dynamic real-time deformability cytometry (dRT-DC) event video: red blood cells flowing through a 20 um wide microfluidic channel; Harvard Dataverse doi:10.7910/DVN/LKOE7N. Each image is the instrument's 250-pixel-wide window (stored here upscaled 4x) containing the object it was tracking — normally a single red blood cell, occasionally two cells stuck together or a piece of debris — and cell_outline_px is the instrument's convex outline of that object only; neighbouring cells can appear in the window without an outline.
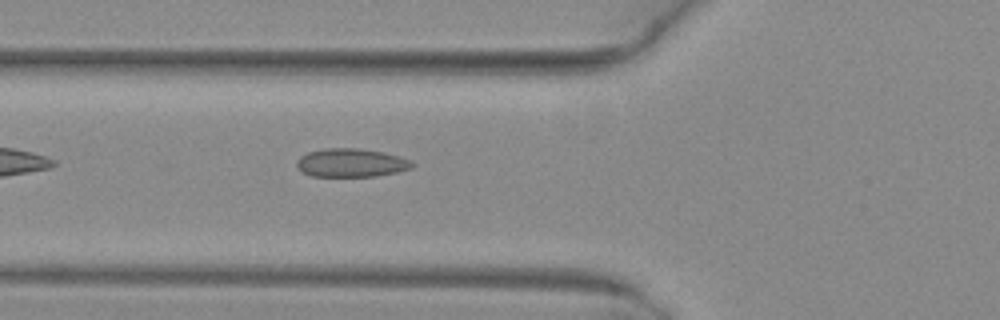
{"species": "common noctule bat (a hibernating species)", "species_latin": "Nyctalus noctula", "temperature_condition": "warm", "stored_images_in_passage": 34, "camera_frame_rate_fps": 3000, "um_per_image_px": 0.085, "animal": {"sex": "female", "body_mass_g": 29.2, "forearm_length_mm": 56.3}, "frame": {"image": 1, "passage_image": 3, "time_ms": 0.667, "image_size_px": [1000, 320], "cell_outline_px": [[416, 164], [412, 168], [396, 172], [376, 176], [312, 176], [304, 172], [296, 164], [296, 160], [300, 156], [308, 152], [324, 148], [356, 148], [384, 152], [412, 160]], "centroid_in_image_um": [29.88, 13.83], "position_along_channel_um": 95.9, "area_um2": 19.13}}
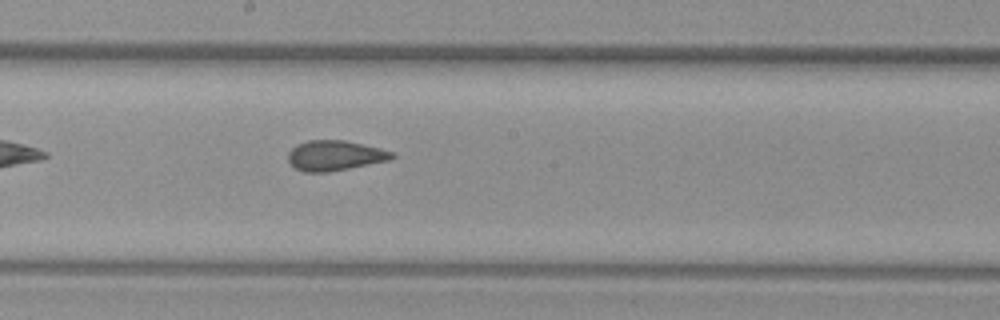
{"frame": {"image": 2, "passage_image": 12, "time_ms": 3.667, "image_size_px": [1000, 320], "cell_outline_px": [[396, 156], [388, 160], [328, 172], [304, 172], [296, 168], [288, 160], [288, 152], [296, 144], [308, 140], [344, 140], [380, 148], [392, 152]], "centroid_in_image_um": [28.43, 13.21], "position_along_channel_um": 219.8, "area_um2": 18.03}}
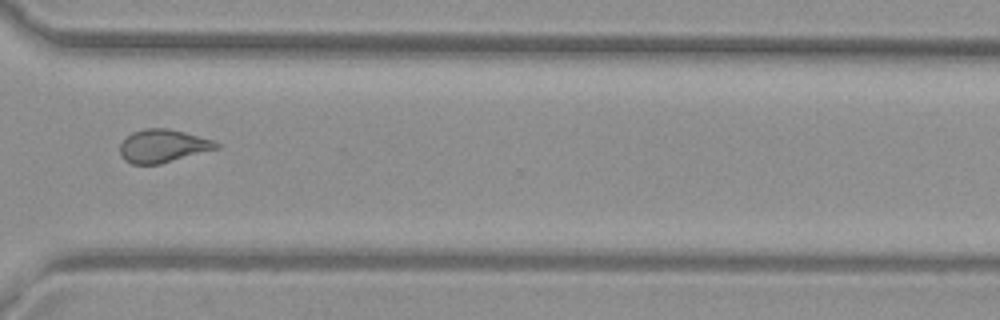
{"frame": {"image": 3, "passage_image": 22, "time_ms": 7.0, "image_size_px": [1000, 320], "cell_outline_px": [[220, 148], [160, 164], [132, 164], [124, 160], [120, 156], [120, 144], [132, 132], [144, 128], [168, 128], [184, 132], [212, 140], [220, 144]], "centroid_in_image_um": [13.84, 12.41], "position_along_channel_um": 356.8, "area_um2": 18.55}, "authors_computed_cell_mechanics": {"area_um2": 18.785, "velocity_mm_per_s": 4.1145, "shape_relaxation_time_tau1_ms": null, "shape_relaxation_time_tau2_ms": 1.3998, "deformation_change_tau1": null, "deformation_change_tau2": 0.0836}}